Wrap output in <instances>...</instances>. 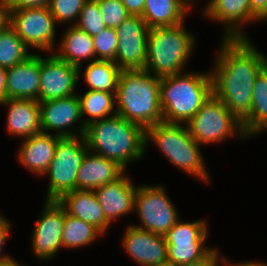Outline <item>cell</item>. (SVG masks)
Listing matches in <instances>:
<instances>
[{"label":"cell","instance_id":"obj_1","mask_svg":"<svg viewBox=\"0 0 267 266\" xmlns=\"http://www.w3.org/2000/svg\"><path fill=\"white\" fill-rule=\"evenodd\" d=\"M220 44L210 69L213 94L242 122L251 111L254 80L267 56L249 38H222Z\"/></svg>","mask_w":267,"mask_h":266},{"label":"cell","instance_id":"obj_2","mask_svg":"<svg viewBox=\"0 0 267 266\" xmlns=\"http://www.w3.org/2000/svg\"><path fill=\"white\" fill-rule=\"evenodd\" d=\"M90 152L117 162L126 170L145 156V128L119 115L94 121L83 135Z\"/></svg>","mask_w":267,"mask_h":266},{"label":"cell","instance_id":"obj_3","mask_svg":"<svg viewBox=\"0 0 267 266\" xmlns=\"http://www.w3.org/2000/svg\"><path fill=\"white\" fill-rule=\"evenodd\" d=\"M161 77L145 70H121L116 90L117 115L143 128L163 122Z\"/></svg>","mask_w":267,"mask_h":266},{"label":"cell","instance_id":"obj_4","mask_svg":"<svg viewBox=\"0 0 267 266\" xmlns=\"http://www.w3.org/2000/svg\"><path fill=\"white\" fill-rule=\"evenodd\" d=\"M213 94L211 71L182 72L161 77L163 122L187 124Z\"/></svg>","mask_w":267,"mask_h":266},{"label":"cell","instance_id":"obj_5","mask_svg":"<svg viewBox=\"0 0 267 266\" xmlns=\"http://www.w3.org/2000/svg\"><path fill=\"white\" fill-rule=\"evenodd\" d=\"M145 142L146 149L149 142H153L173 166L202 182H210L200 145L192 138L186 124H154L145 129Z\"/></svg>","mask_w":267,"mask_h":266},{"label":"cell","instance_id":"obj_6","mask_svg":"<svg viewBox=\"0 0 267 266\" xmlns=\"http://www.w3.org/2000/svg\"><path fill=\"white\" fill-rule=\"evenodd\" d=\"M184 28L183 22L149 29L145 71L159 77L184 72L196 44L194 34Z\"/></svg>","mask_w":267,"mask_h":266},{"label":"cell","instance_id":"obj_7","mask_svg":"<svg viewBox=\"0 0 267 266\" xmlns=\"http://www.w3.org/2000/svg\"><path fill=\"white\" fill-rule=\"evenodd\" d=\"M192 138L201 146L222 143L234 136L248 139L242 122L214 94L186 124ZM240 136V137H239Z\"/></svg>","mask_w":267,"mask_h":266},{"label":"cell","instance_id":"obj_8","mask_svg":"<svg viewBox=\"0 0 267 266\" xmlns=\"http://www.w3.org/2000/svg\"><path fill=\"white\" fill-rule=\"evenodd\" d=\"M90 152L83 136L61 137L55 155L43 176H49L45 200H59L65 193L77 189L80 165Z\"/></svg>","mask_w":267,"mask_h":266},{"label":"cell","instance_id":"obj_9","mask_svg":"<svg viewBox=\"0 0 267 266\" xmlns=\"http://www.w3.org/2000/svg\"><path fill=\"white\" fill-rule=\"evenodd\" d=\"M150 185L137 186L133 211H136L141 224L132 225L165 235L179 220V214L165 192L166 189L160 184Z\"/></svg>","mask_w":267,"mask_h":266},{"label":"cell","instance_id":"obj_10","mask_svg":"<svg viewBox=\"0 0 267 266\" xmlns=\"http://www.w3.org/2000/svg\"><path fill=\"white\" fill-rule=\"evenodd\" d=\"M10 27L28 48L55 52L56 21L48 6L9 9ZM50 51V52H49Z\"/></svg>","mask_w":267,"mask_h":266},{"label":"cell","instance_id":"obj_11","mask_svg":"<svg viewBox=\"0 0 267 266\" xmlns=\"http://www.w3.org/2000/svg\"><path fill=\"white\" fill-rule=\"evenodd\" d=\"M206 220L183 222L178 220L164 235L168 260L185 265L205 259L215 248L205 245L209 234Z\"/></svg>","mask_w":267,"mask_h":266},{"label":"cell","instance_id":"obj_12","mask_svg":"<svg viewBox=\"0 0 267 266\" xmlns=\"http://www.w3.org/2000/svg\"><path fill=\"white\" fill-rule=\"evenodd\" d=\"M44 209L32 233V251L40 260H49L63 247L62 233L66 210L57 200H45Z\"/></svg>","mask_w":267,"mask_h":266},{"label":"cell","instance_id":"obj_13","mask_svg":"<svg viewBox=\"0 0 267 266\" xmlns=\"http://www.w3.org/2000/svg\"><path fill=\"white\" fill-rule=\"evenodd\" d=\"M149 29L140 16L132 15L116 28L118 44L114 62L121 70H144Z\"/></svg>","mask_w":267,"mask_h":266},{"label":"cell","instance_id":"obj_14","mask_svg":"<svg viewBox=\"0 0 267 266\" xmlns=\"http://www.w3.org/2000/svg\"><path fill=\"white\" fill-rule=\"evenodd\" d=\"M79 120H82V117L77 94L40 102V126L44 133L51 134L52 131L61 137L83 136L86 126ZM77 122H80L78 123L80 127H77L80 128L79 132L71 131L70 127Z\"/></svg>","mask_w":267,"mask_h":266},{"label":"cell","instance_id":"obj_15","mask_svg":"<svg viewBox=\"0 0 267 266\" xmlns=\"http://www.w3.org/2000/svg\"><path fill=\"white\" fill-rule=\"evenodd\" d=\"M78 82V67L59 59L54 53L46 58L41 55L39 102L76 94Z\"/></svg>","mask_w":267,"mask_h":266},{"label":"cell","instance_id":"obj_16","mask_svg":"<svg viewBox=\"0 0 267 266\" xmlns=\"http://www.w3.org/2000/svg\"><path fill=\"white\" fill-rule=\"evenodd\" d=\"M122 245L127 255L141 266H156L168 259L164 235L134 225H128L125 229Z\"/></svg>","mask_w":267,"mask_h":266},{"label":"cell","instance_id":"obj_17","mask_svg":"<svg viewBox=\"0 0 267 266\" xmlns=\"http://www.w3.org/2000/svg\"><path fill=\"white\" fill-rule=\"evenodd\" d=\"M203 8V15L224 25L225 33L223 38L238 39L248 38L243 33L242 24L258 22L259 20L252 14L250 0H208Z\"/></svg>","mask_w":267,"mask_h":266},{"label":"cell","instance_id":"obj_18","mask_svg":"<svg viewBox=\"0 0 267 266\" xmlns=\"http://www.w3.org/2000/svg\"><path fill=\"white\" fill-rule=\"evenodd\" d=\"M125 172L114 182L102 185L94 190L105 218L112 224L122 216L133 212L134 195L137 186Z\"/></svg>","mask_w":267,"mask_h":266},{"label":"cell","instance_id":"obj_19","mask_svg":"<svg viewBox=\"0 0 267 266\" xmlns=\"http://www.w3.org/2000/svg\"><path fill=\"white\" fill-rule=\"evenodd\" d=\"M41 55H30L25 61L7 69L6 99L39 101Z\"/></svg>","mask_w":267,"mask_h":266},{"label":"cell","instance_id":"obj_20","mask_svg":"<svg viewBox=\"0 0 267 266\" xmlns=\"http://www.w3.org/2000/svg\"><path fill=\"white\" fill-rule=\"evenodd\" d=\"M61 136L40 132L22 139L18 151L19 164L32 173L43 176L52 162Z\"/></svg>","mask_w":267,"mask_h":266},{"label":"cell","instance_id":"obj_21","mask_svg":"<svg viewBox=\"0 0 267 266\" xmlns=\"http://www.w3.org/2000/svg\"><path fill=\"white\" fill-rule=\"evenodd\" d=\"M7 106L6 129L11 136L29 138L42 132L40 102L33 99H6L0 106Z\"/></svg>","mask_w":267,"mask_h":266},{"label":"cell","instance_id":"obj_22","mask_svg":"<svg viewBox=\"0 0 267 266\" xmlns=\"http://www.w3.org/2000/svg\"><path fill=\"white\" fill-rule=\"evenodd\" d=\"M58 202L66 212L86 223L92 224L103 235L106 234L111 223L105 218L103 209L97 200L94 190H74L65 193Z\"/></svg>","mask_w":267,"mask_h":266},{"label":"cell","instance_id":"obj_23","mask_svg":"<svg viewBox=\"0 0 267 266\" xmlns=\"http://www.w3.org/2000/svg\"><path fill=\"white\" fill-rule=\"evenodd\" d=\"M125 170L117 162L89 152L77 174V190H95L119 179Z\"/></svg>","mask_w":267,"mask_h":266},{"label":"cell","instance_id":"obj_24","mask_svg":"<svg viewBox=\"0 0 267 266\" xmlns=\"http://www.w3.org/2000/svg\"><path fill=\"white\" fill-rule=\"evenodd\" d=\"M58 52H53L59 59L78 67L79 79L82 70V61H95L96 53L94 50L93 38L75 25H70L62 35ZM60 51V52H59Z\"/></svg>","mask_w":267,"mask_h":266},{"label":"cell","instance_id":"obj_25","mask_svg":"<svg viewBox=\"0 0 267 266\" xmlns=\"http://www.w3.org/2000/svg\"><path fill=\"white\" fill-rule=\"evenodd\" d=\"M192 6L186 0H145L142 19L149 28L182 24Z\"/></svg>","mask_w":267,"mask_h":266},{"label":"cell","instance_id":"obj_26","mask_svg":"<svg viewBox=\"0 0 267 266\" xmlns=\"http://www.w3.org/2000/svg\"><path fill=\"white\" fill-rule=\"evenodd\" d=\"M242 127L248 138L267 130V64L254 80L251 111Z\"/></svg>","mask_w":267,"mask_h":266},{"label":"cell","instance_id":"obj_27","mask_svg":"<svg viewBox=\"0 0 267 266\" xmlns=\"http://www.w3.org/2000/svg\"><path fill=\"white\" fill-rule=\"evenodd\" d=\"M80 100L81 117L84 125L117 114L116 92L88 90L83 95L77 94ZM88 117L85 119V117Z\"/></svg>","mask_w":267,"mask_h":266},{"label":"cell","instance_id":"obj_28","mask_svg":"<svg viewBox=\"0 0 267 266\" xmlns=\"http://www.w3.org/2000/svg\"><path fill=\"white\" fill-rule=\"evenodd\" d=\"M121 69L114 61L95 60L87 63L83 73L87 90L116 92Z\"/></svg>","mask_w":267,"mask_h":266},{"label":"cell","instance_id":"obj_29","mask_svg":"<svg viewBox=\"0 0 267 266\" xmlns=\"http://www.w3.org/2000/svg\"><path fill=\"white\" fill-rule=\"evenodd\" d=\"M102 232L92 224L76 218L66 212V220L62 233L63 248H79L93 244Z\"/></svg>","mask_w":267,"mask_h":266},{"label":"cell","instance_id":"obj_30","mask_svg":"<svg viewBox=\"0 0 267 266\" xmlns=\"http://www.w3.org/2000/svg\"><path fill=\"white\" fill-rule=\"evenodd\" d=\"M30 55L24 41L11 28H7L0 36V66L5 69L25 61Z\"/></svg>","mask_w":267,"mask_h":266},{"label":"cell","instance_id":"obj_31","mask_svg":"<svg viewBox=\"0 0 267 266\" xmlns=\"http://www.w3.org/2000/svg\"><path fill=\"white\" fill-rule=\"evenodd\" d=\"M75 26L88 33L91 37L107 28L103 22L98 3L95 0H88L85 3Z\"/></svg>","mask_w":267,"mask_h":266},{"label":"cell","instance_id":"obj_32","mask_svg":"<svg viewBox=\"0 0 267 266\" xmlns=\"http://www.w3.org/2000/svg\"><path fill=\"white\" fill-rule=\"evenodd\" d=\"M88 0H50L49 9L56 23H70L75 25L81 10Z\"/></svg>","mask_w":267,"mask_h":266},{"label":"cell","instance_id":"obj_33","mask_svg":"<svg viewBox=\"0 0 267 266\" xmlns=\"http://www.w3.org/2000/svg\"><path fill=\"white\" fill-rule=\"evenodd\" d=\"M96 60L115 61L118 37L115 28H106L92 37Z\"/></svg>","mask_w":267,"mask_h":266},{"label":"cell","instance_id":"obj_34","mask_svg":"<svg viewBox=\"0 0 267 266\" xmlns=\"http://www.w3.org/2000/svg\"><path fill=\"white\" fill-rule=\"evenodd\" d=\"M107 28H117L129 16L121 0H95Z\"/></svg>","mask_w":267,"mask_h":266},{"label":"cell","instance_id":"obj_35","mask_svg":"<svg viewBox=\"0 0 267 266\" xmlns=\"http://www.w3.org/2000/svg\"><path fill=\"white\" fill-rule=\"evenodd\" d=\"M226 266L227 258L225 256H220L218 249H214L205 259L192 262L189 264L181 265V266Z\"/></svg>","mask_w":267,"mask_h":266},{"label":"cell","instance_id":"obj_36","mask_svg":"<svg viewBox=\"0 0 267 266\" xmlns=\"http://www.w3.org/2000/svg\"><path fill=\"white\" fill-rule=\"evenodd\" d=\"M8 9L48 6L50 0H3Z\"/></svg>","mask_w":267,"mask_h":266},{"label":"cell","instance_id":"obj_37","mask_svg":"<svg viewBox=\"0 0 267 266\" xmlns=\"http://www.w3.org/2000/svg\"><path fill=\"white\" fill-rule=\"evenodd\" d=\"M11 231V223L5 219L4 215L0 214V263L12 258L10 255L2 254V248L6 243Z\"/></svg>","mask_w":267,"mask_h":266},{"label":"cell","instance_id":"obj_38","mask_svg":"<svg viewBox=\"0 0 267 266\" xmlns=\"http://www.w3.org/2000/svg\"><path fill=\"white\" fill-rule=\"evenodd\" d=\"M252 14L259 20L267 19V0H250Z\"/></svg>","mask_w":267,"mask_h":266},{"label":"cell","instance_id":"obj_39","mask_svg":"<svg viewBox=\"0 0 267 266\" xmlns=\"http://www.w3.org/2000/svg\"><path fill=\"white\" fill-rule=\"evenodd\" d=\"M127 9L128 13L132 16L142 17L145 0H121Z\"/></svg>","mask_w":267,"mask_h":266},{"label":"cell","instance_id":"obj_40","mask_svg":"<svg viewBox=\"0 0 267 266\" xmlns=\"http://www.w3.org/2000/svg\"><path fill=\"white\" fill-rule=\"evenodd\" d=\"M10 27L9 9L6 7L3 0H0V36Z\"/></svg>","mask_w":267,"mask_h":266},{"label":"cell","instance_id":"obj_41","mask_svg":"<svg viewBox=\"0 0 267 266\" xmlns=\"http://www.w3.org/2000/svg\"><path fill=\"white\" fill-rule=\"evenodd\" d=\"M6 75L7 69L0 66V102L6 100Z\"/></svg>","mask_w":267,"mask_h":266},{"label":"cell","instance_id":"obj_42","mask_svg":"<svg viewBox=\"0 0 267 266\" xmlns=\"http://www.w3.org/2000/svg\"><path fill=\"white\" fill-rule=\"evenodd\" d=\"M226 266H267V263H263V261H243V262H238V263H231L230 261H228L227 259V263Z\"/></svg>","mask_w":267,"mask_h":266},{"label":"cell","instance_id":"obj_43","mask_svg":"<svg viewBox=\"0 0 267 266\" xmlns=\"http://www.w3.org/2000/svg\"><path fill=\"white\" fill-rule=\"evenodd\" d=\"M0 266H24V265H21L15 259L10 258V259L0 263Z\"/></svg>","mask_w":267,"mask_h":266},{"label":"cell","instance_id":"obj_44","mask_svg":"<svg viewBox=\"0 0 267 266\" xmlns=\"http://www.w3.org/2000/svg\"><path fill=\"white\" fill-rule=\"evenodd\" d=\"M156 266H180V265H177L173 261H170V260L167 259V260L163 261L162 263H160V264H158Z\"/></svg>","mask_w":267,"mask_h":266},{"label":"cell","instance_id":"obj_45","mask_svg":"<svg viewBox=\"0 0 267 266\" xmlns=\"http://www.w3.org/2000/svg\"><path fill=\"white\" fill-rule=\"evenodd\" d=\"M192 6V0H186Z\"/></svg>","mask_w":267,"mask_h":266}]
</instances>
